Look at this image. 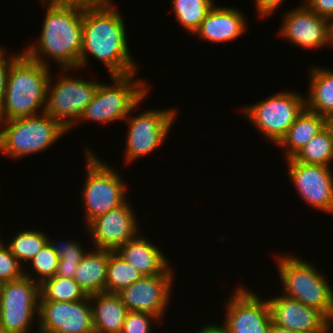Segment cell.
<instances>
[{
  "label": "cell",
  "instance_id": "cell-1",
  "mask_svg": "<svg viewBox=\"0 0 333 333\" xmlns=\"http://www.w3.org/2000/svg\"><path fill=\"white\" fill-rule=\"evenodd\" d=\"M113 0L105 5L83 10V39L79 69L89 64V57L101 61L110 76L138 73L139 63L131 56L127 27Z\"/></svg>",
  "mask_w": 333,
  "mask_h": 333
},
{
  "label": "cell",
  "instance_id": "cell-2",
  "mask_svg": "<svg viewBox=\"0 0 333 333\" xmlns=\"http://www.w3.org/2000/svg\"><path fill=\"white\" fill-rule=\"evenodd\" d=\"M45 8L41 32L23 53L35 62L51 68L50 59L58 69L79 70L83 39V10L75 7L56 6L44 0Z\"/></svg>",
  "mask_w": 333,
  "mask_h": 333
},
{
  "label": "cell",
  "instance_id": "cell-3",
  "mask_svg": "<svg viewBox=\"0 0 333 333\" xmlns=\"http://www.w3.org/2000/svg\"><path fill=\"white\" fill-rule=\"evenodd\" d=\"M53 70L22 53L8 71L0 121L32 117L44 113L47 85Z\"/></svg>",
  "mask_w": 333,
  "mask_h": 333
},
{
  "label": "cell",
  "instance_id": "cell-4",
  "mask_svg": "<svg viewBox=\"0 0 333 333\" xmlns=\"http://www.w3.org/2000/svg\"><path fill=\"white\" fill-rule=\"evenodd\" d=\"M282 295L321 311L333 323V288L317 266L292 253L274 255Z\"/></svg>",
  "mask_w": 333,
  "mask_h": 333
},
{
  "label": "cell",
  "instance_id": "cell-5",
  "mask_svg": "<svg viewBox=\"0 0 333 333\" xmlns=\"http://www.w3.org/2000/svg\"><path fill=\"white\" fill-rule=\"evenodd\" d=\"M138 78L137 74L133 73L125 76H110L112 82L110 84L100 82L91 103L71 129L86 121L106 125L117 120H125L129 113L133 114L143 100L148 98L150 90L147 86L149 84Z\"/></svg>",
  "mask_w": 333,
  "mask_h": 333
},
{
  "label": "cell",
  "instance_id": "cell-6",
  "mask_svg": "<svg viewBox=\"0 0 333 333\" xmlns=\"http://www.w3.org/2000/svg\"><path fill=\"white\" fill-rule=\"evenodd\" d=\"M85 183L81 190L86 227L93 219L116 209L127 200L128 184L115 167L84 146Z\"/></svg>",
  "mask_w": 333,
  "mask_h": 333
},
{
  "label": "cell",
  "instance_id": "cell-7",
  "mask_svg": "<svg viewBox=\"0 0 333 333\" xmlns=\"http://www.w3.org/2000/svg\"><path fill=\"white\" fill-rule=\"evenodd\" d=\"M0 153L13 160L51 148L69 131L47 113L0 121Z\"/></svg>",
  "mask_w": 333,
  "mask_h": 333
},
{
  "label": "cell",
  "instance_id": "cell-8",
  "mask_svg": "<svg viewBox=\"0 0 333 333\" xmlns=\"http://www.w3.org/2000/svg\"><path fill=\"white\" fill-rule=\"evenodd\" d=\"M305 108V95L287 89L246 105L240 112L258 129L260 136L276 146Z\"/></svg>",
  "mask_w": 333,
  "mask_h": 333
},
{
  "label": "cell",
  "instance_id": "cell-9",
  "mask_svg": "<svg viewBox=\"0 0 333 333\" xmlns=\"http://www.w3.org/2000/svg\"><path fill=\"white\" fill-rule=\"evenodd\" d=\"M61 71V73H59ZM71 69H60L50 76L47 85L45 113L59 121L69 132L91 103L100 82L69 75ZM55 77V79H54Z\"/></svg>",
  "mask_w": 333,
  "mask_h": 333
},
{
  "label": "cell",
  "instance_id": "cell-10",
  "mask_svg": "<svg viewBox=\"0 0 333 333\" xmlns=\"http://www.w3.org/2000/svg\"><path fill=\"white\" fill-rule=\"evenodd\" d=\"M177 112L178 110L172 107V109H148L134 116L129 113L124 120L128 127L123 164L137 162L138 159L159 150L170 135L178 116Z\"/></svg>",
  "mask_w": 333,
  "mask_h": 333
},
{
  "label": "cell",
  "instance_id": "cell-11",
  "mask_svg": "<svg viewBox=\"0 0 333 333\" xmlns=\"http://www.w3.org/2000/svg\"><path fill=\"white\" fill-rule=\"evenodd\" d=\"M39 301L40 284L27 276L1 283L0 326L10 333H30L38 325Z\"/></svg>",
  "mask_w": 333,
  "mask_h": 333
},
{
  "label": "cell",
  "instance_id": "cell-12",
  "mask_svg": "<svg viewBox=\"0 0 333 333\" xmlns=\"http://www.w3.org/2000/svg\"><path fill=\"white\" fill-rule=\"evenodd\" d=\"M237 285L240 286H235L232 296L223 300V324L228 333H269L272 318L268 299L249 287Z\"/></svg>",
  "mask_w": 333,
  "mask_h": 333
},
{
  "label": "cell",
  "instance_id": "cell-13",
  "mask_svg": "<svg viewBox=\"0 0 333 333\" xmlns=\"http://www.w3.org/2000/svg\"><path fill=\"white\" fill-rule=\"evenodd\" d=\"M288 178L296 195L313 210L333 215V171L325 165H314L287 159ZM291 179V180H290Z\"/></svg>",
  "mask_w": 333,
  "mask_h": 333
},
{
  "label": "cell",
  "instance_id": "cell-14",
  "mask_svg": "<svg viewBox=\"0 0 333 333\" xmlns=\"http://www.w3.org/2000/svg\"><path fill=\"white\" fill-rule=\"evenodd\" d=\"M138 222L137 214L127 200L120 207L93 219L85 229L93 248L117 251L140 234Z\"/></svg>",
  "mask_w": 333,
  "mask_h": 333
},
{
  "label": "cell",
  "instance_id": "cell-15",
  "mask_svg": "<svg viewBox=\"0 0 333 333\" xmlns=\"http://www.w3.org/2000/svg\"><path fill=\"white\" fill-rule=\"evenodd\" d=\"M38 333H95L90 297L74 302L39 301Z\"/></svg>",
  "mask_w": 333,
  "mask_h": 333
},
{
  "label": "cell",
  "instance_id": "cell-16",
  "mask_svg": "<svg viewBox=\"0 0 333 333\" xmlns=\"http://www.w3.org/2000/svg\"><path fill=\"white\" fill-rule=\"evenodd\" d=\"M175 271L170 274L143 276L117 294L128 311L155 315L163 321L171 302Z\"/></svg>",
  "mask_w": 333,
  "mask_h": 333
},
{
  "label": "cell",
  "instance_id": "cell-17",
  "mask_svg": "<svg viewBox=\"0 0 333 333\" xmlns=\"http://www.w3.org/2000/svg\"><path fill=\"white\" fill-rule=\"evenodd\" d=\"M278 29V38L291 42L305 51L327 47V21L310 10L303 2L286 10Z\"/></svg>",
  "mask_w": 333,
  "mask_h": 333
},
{
  "label": "cell",
  "instance_id": "cell-18",
  "mask_svg": "<svg viewBox=\"0 0 333 333\" xmlns=\"http://www.w3.org/2000/svg\"><path fill=\"white\" fill-rule=\"evenodd\" d=\"M279 296L267 298L272 322L300 333H331L333 323L318 309L300 301Z\"/></svg>",
  "mask_w": 333,
  "mask_h": 333
},
{
  "label": "cell",
  "instance_id": "cell-19",
  "mask_svg": "<svg viewBox=\"0 0 333 333\" xmlns=\"http://www.w3.org/2000/svg\"><path fill=\"white\" fill-rule=\"evenodd\" d=\"M241 11L215 3L193 35L214 44L237 40L246 34L249 25L246 14Z\"/></svg>",
  "mask_w": 333,
  "mask_h": 333
},
{
  "label": "cell",
  "instance_id": "cell-20",
  "mask_svg": "<svg viewBox=\"0 0 333 333\" xmlns=\"http://www.w3.org/2000/svg\"><path fill=\"white\" fill-rule=\"evenodd\" d=\"M129 264L138 269L143 276L170 274L174 268L170 259L154 242L138 234L116 251Z\"/></svg>",
  "mask_w": 333,
  "mask_h": 333
},
{
  "label": "cell",
  "instance_id": "cell-21",
  "mask_svg": "<svg viewBox=\"0 0 333 333\" xmlns=\"http://www.w3.org/2000/svg\"><path fill=\"white\" fill-rule=\"evenodd\" d=\"M95 333H121L128 309L116 293L90 295Z\"/></svg>",
  "mask_w": 333,
  "mask_h": 333
},
{
  "label": "cell",
  "instance_id": "cell-22",
  "mask_svg": "<svg viewBox=\"0 0 333 333\" xmlns=\"http://www.w3.org/2000/svg\"><path fill=\"white\" fill-rule=\"evenodd\" d=\"M83 259L78 264L73 279L88 295L105 292L107 266L111 251L88 248Z\"/></svg>",
  "mask_w": 333,
  "mask_h": 333
},
{
  "label": "cell",
  "instance_id": "cell-23",
  "mask_svg": "<svg viewBox=\"0 0 333 333\" xmlns=\"http://www.w3.org/2000/svg\"><path fill=\"white\" fill-rule=\"evenodd\" d=\"M325 128V116L304 109L277 144L284 151L285 160L293 158Z\"/></svg>",
  "mask_w": 333,
  "mask_h": 333
},
{
  "label": "cell",
  "instance_id": "cell-24",
  "mask_svg": "<svg viewBox=\"0 0 333 333\" xmlns=\"http://www.w3.org/2000/svg\"><path fill=\"white\" fill-rule=\"evenodd\" d=\"M309 70L306 109L326 117L333 111V69L312 65Z\"/></svg>",
  "mask_w": 333,
  "mask_h": 333
},
{
  "label": "cell",
  "instance_id": "cell-25",
  "mask_svg": "<svg viewBox=\"0 0 333 333\" xmlns=\"http://www.w3.org/2000/svg\"><path fill=\"white\" fill-rule=\"evenodd\" d=\"M11 240L5 244L10 252L25 268L33 257L48 243L49 234L38 229H25L17 231Z\"/></svg>",
  "mask_w": 333,
  "mask_h": 333
},
{
  "label": "cell",
  "instance_id": "cell-26",
  "mask_svg": "<svg viewBox=\"0 0 333 333\" xmlns=\"http://www.w3.org/2000/svg\"><path fill=\"white\" fill-rule=\"evenodd\" d=\"M215 2L214 0H171V7L178 24L189 35H193Z\"/></svg>",
  "mask_w": 333,
  "mask_h": 333
},
{
  "label": "cell",
  "instance_id": "cell-27",
  "mask_svg": "<svg viewBox=\"0 0 333 333\" xmlns=\"http://www.w3.org/2000/svg\"><path fill=\"white\" fill-rule=\"evenodd\" d=\"M142 277L143 274L138 269L129 264L116 251H111L107 266L105 292L117 294Z\"/></svg>",
  "mask_w": 333,
  "mask_h": 333
},
{
  "label": "cell",
  "instance_id": "cell-28",
  "mask_svg": "<svg viewBox=\"0 0 333 333\" xmlns=\"http://www.w3.org/2000/svg\"><path fill=\"white\" fill-rule=\"evenodd\" d=\"M293 159L305 164L333 166V135L325 127Z\"/></svg>",
  "mask_w": 333,
  "mask_h": 333
},
{
  "label": "cell",
  "instance_id": "cell-29",
  "mask_svg": "<svg viewBox=\"0 0 333 333\" xmlns=\"http://www.w3.org/2000/svg\"><path fill=\"white\" fill-rule=\"evenodd\" d=\"M87 297L73 278L54 276L40 284V301L74 302Z\"/></svg>",
  "mask_w": 333,
  "mask_h": 333
},
{
  "label": "cell",
  "instance_id": "cell-30",
  "mask_svg": "<svg viewBox=\"0 0 333 333\" xmlns=\"http://www.w3.org/2000/svg\"><path fill=\"white\" fill-rule=\"evenodd\" d=\"M58 264V255L53 250L51 245L47 243L25 266L31 270L29 271L27 268L24 269V276H27L34 282L41 284L44 280L55 276Z\"/></svg>",
  "mask_w": 333,
  "mask_h": 333
},
{
  "label": "cell",
  "instance_id": "cell-31",
  "mask_svg": "<svg viewBox=\"0 0 333 333\" xmlns=\"http://www.w3.org/2000/svg\"><path fill=\"white\" fill-rule=\"evenodd\" d=\"M76 239L72 240H55L48 237V243L58 255L61 261L80 262L88 249H86L83 242ZM80 242V243H79ZM85 247V248H84Z\"/></svg>",
  "mask_w": 333,
  "mask_h": 333
},
{
  "label": "cell",
  "instance_id": "cell-32",
  "mask_svg": "<svg viewBox=\"0 0 333 333\" xmlns=\"http://www.w3.org/2000/svg\"><path fill=\"white\" fill-rule=\"evenodd\" d=\"M4 242L0 244V284L22 278L25 269Z\"/></svg>",
  "mask_w": 333,
  "mask_h": 333
},
{
  "label": "cell",
  "instance_id": "cell-33",
  "mask_svg": "<svg viewBox=\"0 0 333 333\" xmlns=\"http://www.w3.org/2000/svg\"><path fill=\"white\" fill-rule=\"evenodd\" d=\"M159 321L162 320L149 313L128 311L121 333H152V326Z\"/></svg>",
  "mask_w": 333,
  "mask_h": 333
},
{
  "label": "cell",
  "instance_id": "cell-34",
  "mask_svg": "<svg viewBox=\"0 0 333 333\" xmlns=\"http://www.w3.org/2000/svg\"><path fill=\"white\" fill-rule=\"evenodd\" d=\"M23 53H13L8 54L6 53L5 48L0 47V107L2 106L5 98L6 92V84H7V77L8 71L11 67V64Z\"/></svg>",
  "mask_w": 333,
  "mask_h": 333
},
{
  "label": "cell",
  "instance_id": "cell-35",
  "mask_svg": "<svg viewBox=\"0 0 333 333\" xmlns=\"http://www.w3.org/2000/svg\"><path fill=\"white\" fill-rule=\"evenodd\" d=\"M56 6L75 7L82 10L97 8L105 5L110 0H44Z\"/></svg>",
  "mask_w": 333,
  "mask_h": 333
},
{
  "label": "cell",
  "instance_id": "cell-36",
  "mask_svg": "<svg viewBox=\"0 0 333 333\" xmlns=\"http://www.w3.org/2000/svg\"><path fill=\"white\" fill-rule=\"evenodd\" d=\"M310 10L326 19L333 17V0H301Z\"/></svg>",
  "mask_w": 333,
  "mask_h": 333
},
{
  "label": "cell",
  "instance_id": "cell-37",
  "mask_svg": "<svg viewBox=\"0 0 333 333\" xmlns=\"http://www.w3.org/2000/svg\"><path fill=\"white\" fill-rule=\"evenodd\" d=\"M284 1L286 0H255L256 16L265 18L266 16L273 15V12L278 11Z\"/></svg>",
  "mask_w": 333,
  "mask_h": 333
},
{
  "label": "cell",
  "instance_id": "cell-38",
  "mask_svg": "<svg viewBox=\"0 0 333 333\" xmlns=\"http://www.w3.org/2000/svg\"><path fill=\"white\" fill-rule=\"evenodd\" d=\"M80 262L61 261L59 264L55 276L62 278H73L76 268Z\"/></svg>",
  "mask_w": 333,
  "mask_h": 333
},
{
  "label": "cell",
  "instance_id": "cell-39",
  "mask_svg": "<svg viewBox=\"0 0 333 333\" xmlns=\"http://www.w3.org/2000/svg\"><path fill=\"white\" fill-rule=\"evenodd\" d=\"M213 323H207L206 325L202 326L201 329H199L196 333H228V330L222 321L221 324L215 322Z\"/></svg>",
  "mask_w": 333,
  "mask_h": 333
},
{
  "label": "cell",
  "instance_id": "cell-40",
  "mask_svg": "<svg viewBox=\"0 0 333 333\" xmlns=\"http://www.w3.org/2000/svg\"><path fill=\"white\" fill-rule=\"evenodd\" d=\"M327 46L333 48V17L327 21Z\"/></svg>",
  "mask_w": 333,
  "mask_h": 333
},
{
  "label": "cell",
  "instance_id": "cell-41",
  "mask_svg": "<svg viewBox=\"0 0 333 333\" xmlns=\"http://www.w3.org/2000/svg\"><path fill=\"white\" fill-rule=\"evenodd\" d=\"M269 333H300V332L292 331L290 329L281 327V326L272 322V324L269 328Z\"/></svg>",
  "mask_w": 333,
  "mask_h": 333
},
{
  "label": "cell",
  "instance_id": "cell-42",
  "mask_svg": "<svg viewBox=\"0 0 333 333\" xmlns=\"http://www.w3.org/2000/svg\"><path fill=\"white\" fill-rule=\"evenodd\" d=\"M325 127L333 135V111L325 117Z\"/></svg>",
  "mask_w": 333,
  "mask_h": 333
},
{
  "label": "cell",
  "instance_id": "cell-43",
  "mask_svg": "<svg viewBox=\"0 0 333 333\" xmlns=\"http://www.w3.org/2000/svg\"><path fill=\"white\" fill-rule=\"evenodd\" d=\"M0 333H10L7 330H5L3 327L0 326Z\"/></svg>",
  "mask_w": 333,
  "mask_h": 333
},
{
  "label": "cell",
  "instance_id": "cell-44",
  "mask_svg": "<svg viewBox=\"0 0 333 333\" xmlns=\"http://www.w3.org/2000/svg\"><path fill=\"white\" fill-rule=\"evenodd\" d=\"M0 236V244L4 241V239Z\"/></svg>",
  "mask_w": 333,
  "mask_h": 333
}]
</instances>
